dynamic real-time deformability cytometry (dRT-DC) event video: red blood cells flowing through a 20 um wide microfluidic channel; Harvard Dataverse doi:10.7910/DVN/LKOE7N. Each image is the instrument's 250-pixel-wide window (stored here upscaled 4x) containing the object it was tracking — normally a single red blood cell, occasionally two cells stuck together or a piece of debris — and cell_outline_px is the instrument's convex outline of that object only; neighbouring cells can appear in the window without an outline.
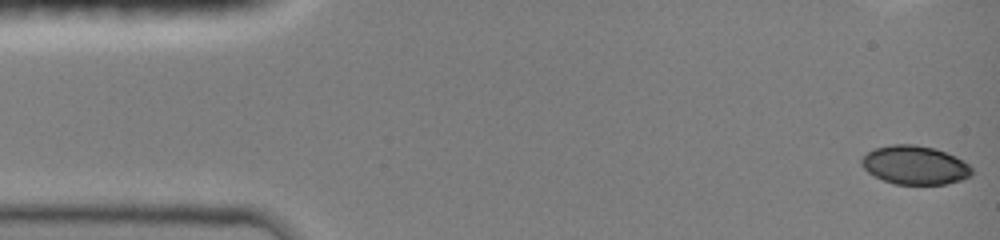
{"species": "common noctule bat (a hibernating species)", "species_latin": "Nyctalus noctula", "temperature_condition": "room temperature", "stored_images_in_passage": 42, "camera_frame_rate_fps": 3000, "um_per_image_px": 0.085, "animal": {"sex": "female", "body_mass_g": 19.0, "forearm_length_mm": 51.5}, "frame": {"image": 1, "passage_image": 1, "time_ms": 0.0, "image_size_px": [1000, 240], "cell_outline_px": [[972, 176], [960, 180], [944, 184], [892, 184], [872, 176], [860, 164], [860, 160], [868, 152], [876, 148], [892, 144], [916, 144], [936, 148], [956, 156], [964, 160], [972, 168]], "centroid_in_image_um": [77.76, 14.03], "position_along_channel_um": 7.2, "area_um2": 25.14}}